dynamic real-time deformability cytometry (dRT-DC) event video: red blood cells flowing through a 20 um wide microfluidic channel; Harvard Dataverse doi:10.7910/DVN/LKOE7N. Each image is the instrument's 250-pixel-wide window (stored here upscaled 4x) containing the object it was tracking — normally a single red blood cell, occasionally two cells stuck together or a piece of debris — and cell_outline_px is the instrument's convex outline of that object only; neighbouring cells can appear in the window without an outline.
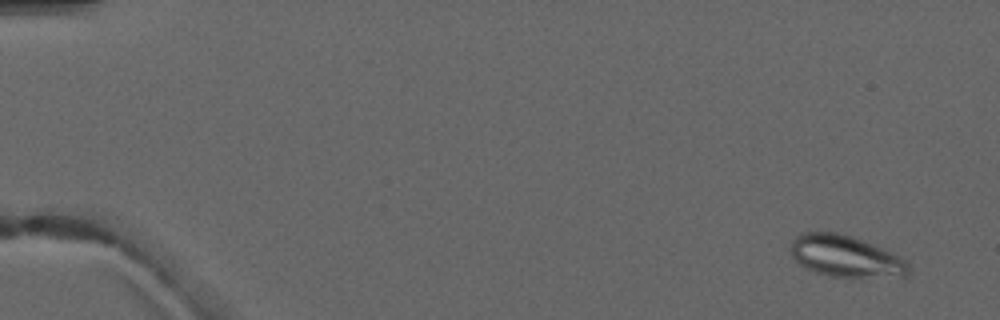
{"species": "common noctule bat (a hibernating species)", "species_latin": "Nyctalus noctula", "temperature_condition": "warm", "stored_images_in_passage": 4, "camera_frame_rate_fps": 3000, "um_per_image_px": 0.085, "animal": {"sex": "male", "forearm_length_mm": 52.5}, "frame": {"image": 1, "passage_image": 1, "time_ms": 0.0, "image_size_px": [1000, 320], "cell_outline_px": [[912, 268], [904, 276], [828, 276], [804, 268], [792, 256], [788, 248], [792, 240], [800, 232], [836, 232], [852, 236], [892, 252], [900, 256]], "centroid_in_image_um": [71.82, 21.76], "position_along_channel_um": 13.2, "area_um2": 28.44}}